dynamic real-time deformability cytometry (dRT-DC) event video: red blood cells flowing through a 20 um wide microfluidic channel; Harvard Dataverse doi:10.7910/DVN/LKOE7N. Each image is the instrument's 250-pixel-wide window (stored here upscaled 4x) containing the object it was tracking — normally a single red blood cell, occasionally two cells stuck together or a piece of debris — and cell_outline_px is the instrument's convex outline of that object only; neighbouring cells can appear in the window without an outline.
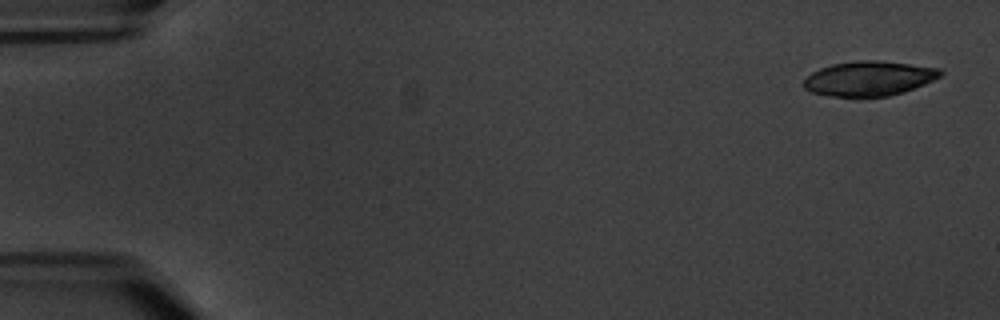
{"species": "common noctule bat (a hibernating species)", "species_latin": "Nyctalus noctula", "temperature_condition": "warm", "stored_images_in_passage": 5, "camera_frame_rate_fps": 3000, "um_per_image_px": 0.085, "animal": {"sex": "male", "body_mass_g": 20.1, "forearm_length_mm": 53.5}, "frame": {"image": 1, "passage_image": 1, "time_ms": 0.0, "image_size_px": [1000, 320], "cell_outline_px": [[944, 72], [940, 76], [924, 84], [904, 92], [888, 96], [860, 100], [856, 100], [828, 96], [812, 92], [804, 88], [804, 80], [812, 72], [820, 68], [832, 64], [860, 60], [876, 60], [940, 68]], "centroid_in_image_um": [73.83, 6.72], "position_along_channel_um": 11.2, "area_um2": 28.32}}
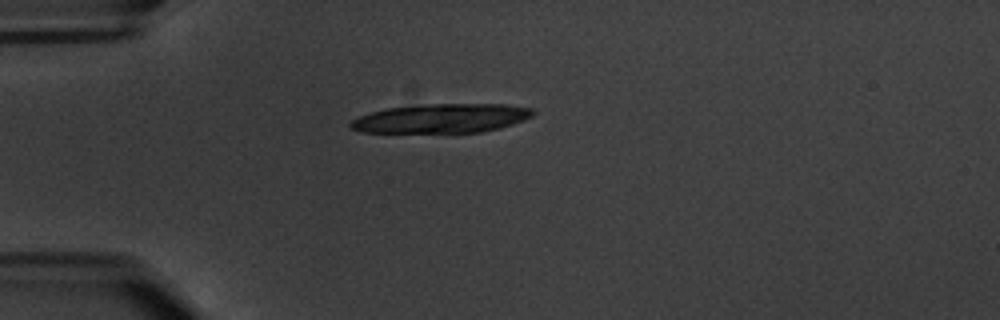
{"frame": {"image": 2, "passage_image": 5, "time_ms": 4.667, "image_size_px": [1000, 320], "cell_outline_px": [[536, 112], [532, 116], [524, 120], [500, 128], [484, 132], [360, 132], [352, 128], [348, 124], [352, 120], [360, 116], [372, 112], [388, 108], [428, 104], [504, 104], [532, 108]], "centroid_in_image_um": [37.57, 10.06], "position_along_channel_um": 47.4, "area_um2": 30.75}}